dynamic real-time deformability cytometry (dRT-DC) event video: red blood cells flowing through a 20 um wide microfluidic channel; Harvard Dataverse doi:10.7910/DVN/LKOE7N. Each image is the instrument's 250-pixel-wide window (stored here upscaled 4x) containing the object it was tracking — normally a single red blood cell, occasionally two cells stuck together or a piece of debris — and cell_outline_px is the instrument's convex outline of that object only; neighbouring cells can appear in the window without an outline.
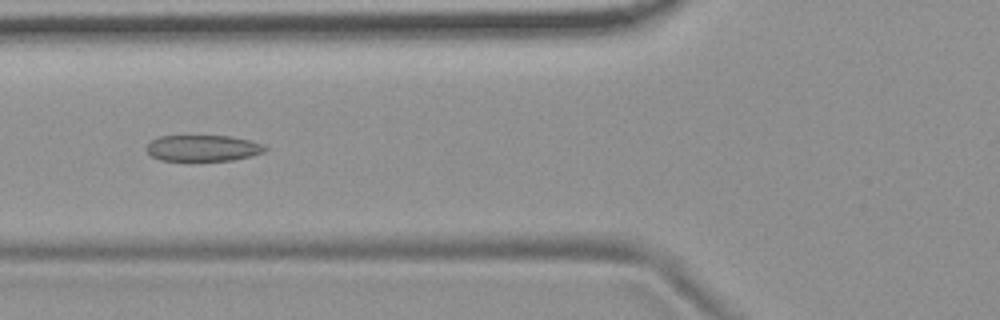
{"species": "common noctule bat (a hibernating species)", "species_latin": "Nyctalus noctula", "temperature_condition": "room temperature", "stored_images_in_passage": 14, "camera_frame_rate_fps": 3000, "um_per_image_px": 0.085, "animal": {"sex": "female", "body_mass_g": 19.9}, "frame": {"image": 1, "passage_image": 5, "time_ms": 5.667, "image_size_px": [1000, 320], "cell_outline_px": [[268, 148], [264, 152], [252, 156], [232, 160], [160, 160], [152, 156], [144, 148], [152, 140], [160, 136], [232, 136], [252, 140], [264, 144]], "centroid_in_image_um": [17.29, 12.58], "position_along_channel_um": 108.5, "area_um2": 18.15}}
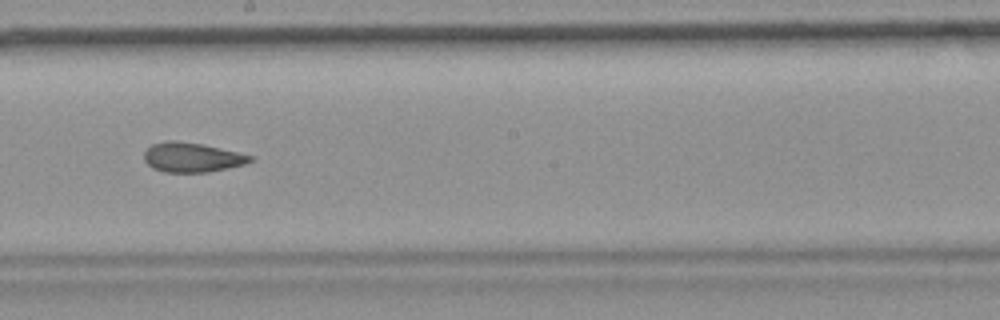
{"frame": {"image": 2, "passage_image": 8, "time_ms": 9.0, "image_size_px": [1000, 320], "cell_outline_px": [[256, 160], [244, 164], [228, 168], [208, 172], [164, 172], [152, 168], [144, 160], [144, 152], [152, 144], [168, 140], [176, 140], [204, 144], [252, 156]], "centroid_in_image_um": [16.31, 13.37], "position_along_channel_um": 231.9, "area_um2": 18.32}, "authors_computed_cell_mechanics": {"area_um2": 18.785, "velocity_mm_per_s": 3.7107, "shape_relaxation_time_tau1_ms": 5.1449, "shape_relaxation_time_tau2_ms": 0.9971, "deformation_change_tau1": 0.1505, "deformation_change_tau2": 0.0809}}